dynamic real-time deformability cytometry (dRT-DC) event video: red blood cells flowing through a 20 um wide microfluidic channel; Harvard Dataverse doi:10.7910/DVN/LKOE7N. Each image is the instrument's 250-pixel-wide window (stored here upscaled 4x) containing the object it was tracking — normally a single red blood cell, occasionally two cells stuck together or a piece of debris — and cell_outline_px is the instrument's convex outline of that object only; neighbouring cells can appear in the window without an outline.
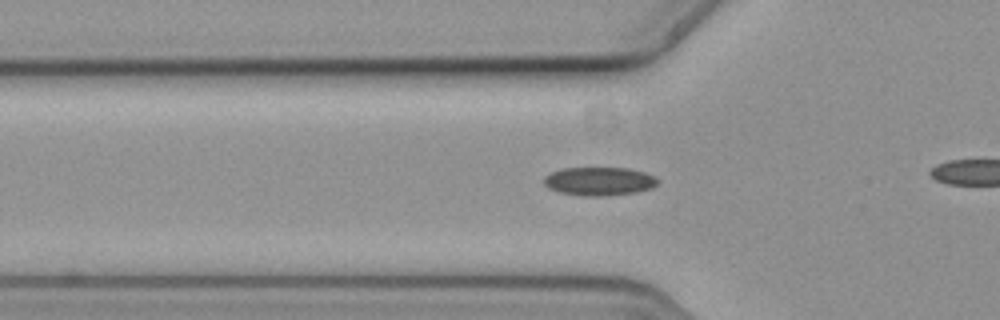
{"species": "common noctule bat (a hibernating species)", "species_latin": "Nyctalus noctula", "temperature_condition": "cold", "stored_images_in_passage": 20, "camera_frame_rate_fps": 3000, "um_per_image_px": 0.085, "animal": {"sex": "female", "body_mass_g": 19.3, "forearm_length_mm": 54.1}, "frame": {"image": 1, "passage_image": 17, "time_ms": 5.333, "image_size_px": [1000, 320], "cell_outline_px": [[660, 180], [652, 188], [636, 192], [608, 196], [584, 196], [560, 192], [548, 188], [544, 184], [544, 176], [552, 172], [564, 168], [628, 168], [644, 172], [656, 176]], "centroid_in_image_um": [50.96, 15.41], "position_along_channel_um": 74.8, "area_um2": 18.96}}